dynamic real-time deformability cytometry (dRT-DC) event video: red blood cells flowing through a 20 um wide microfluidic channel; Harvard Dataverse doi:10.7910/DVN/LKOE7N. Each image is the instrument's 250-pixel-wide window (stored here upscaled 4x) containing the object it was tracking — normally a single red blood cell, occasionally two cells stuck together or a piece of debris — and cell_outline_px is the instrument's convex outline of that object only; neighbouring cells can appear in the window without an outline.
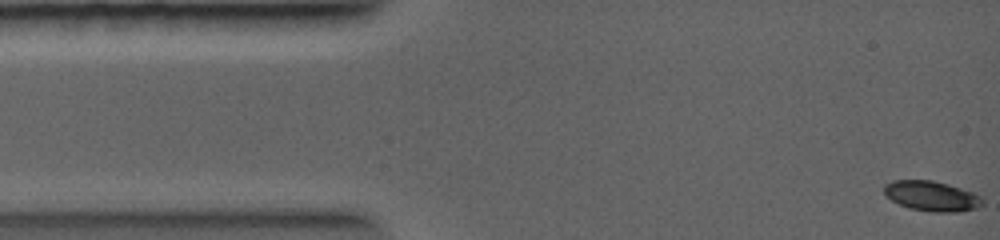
{"species": "common noctule bat (a hibernating species)", "species_latin": "Nyctalus noctula", "temperature_condition": "warm", "stored_images_in_passage": 27, "camera_frame_rate_fps": 5000, "um_per_image_px": 0.085, "animal": {"sex": "female", "body_mass_g": 19.0, "forearm_length_mm": 56.7}, "frame": {"image": 1, "passage_image": 1, "time_ms": 0.0, "image_size_px": [1000, 240], "cell_outline_px": [[984, 204], [976, 208], [960, 212], [932, 212], [908, 208], [892, 200], [884, 192], [884, 184], [892, 180], [932, 180], [948, 184], [972, 192], [980, 196], [984, 200]], "centroid_in_image_um": [79.21, 16.67], "position_along_channel_um": 5.8, "area_um2": 17.28}}
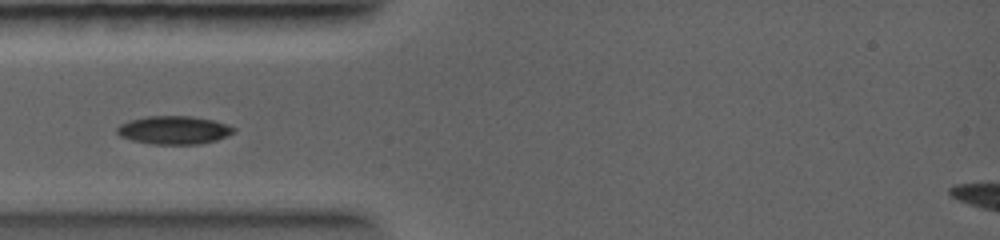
{"frame": {"image": 2, "passage_image": 8, "time_ms": 3.0, "image_size_px": [1000, 240], "cell_outline_px": [[236, 128], [232, 132], [216, 140], [200, 144], [152, 144], [132, 140], [120, 136], [116, 132], [116, 128], [120, 124], [128, 120], [148, 116], [192, 116], [212, 120], [228, 124]], "centroid_in_image_um": [14.74, 11.05], "position_along_channel_um": 70.3, "area_um2": 19.13}}
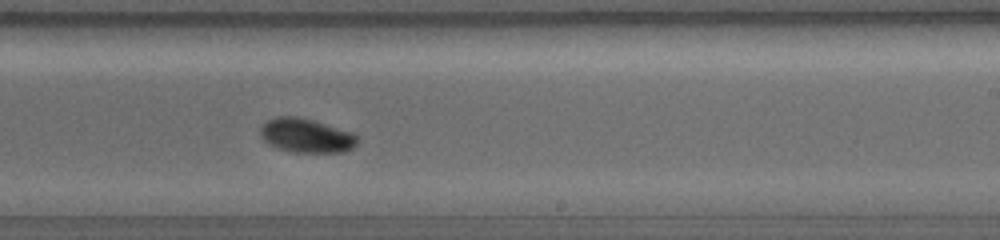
{"frame": {"image": 3, "passage_image": 17, "time_ms": 6.8, "image_size_px": [1000, 240], "cell_outline_px": [[360, 140], [352, 148], [344, 152], [292, 152], [276, 148], [268, 144], [260, 136], [260, 124], [276, 116], [296, 116], [312, 120], [356, 132]], "centroid_in_image_um": [26.05, 11.52], "position_along_channel_um": 263.0, "area_um2": 19.71}}